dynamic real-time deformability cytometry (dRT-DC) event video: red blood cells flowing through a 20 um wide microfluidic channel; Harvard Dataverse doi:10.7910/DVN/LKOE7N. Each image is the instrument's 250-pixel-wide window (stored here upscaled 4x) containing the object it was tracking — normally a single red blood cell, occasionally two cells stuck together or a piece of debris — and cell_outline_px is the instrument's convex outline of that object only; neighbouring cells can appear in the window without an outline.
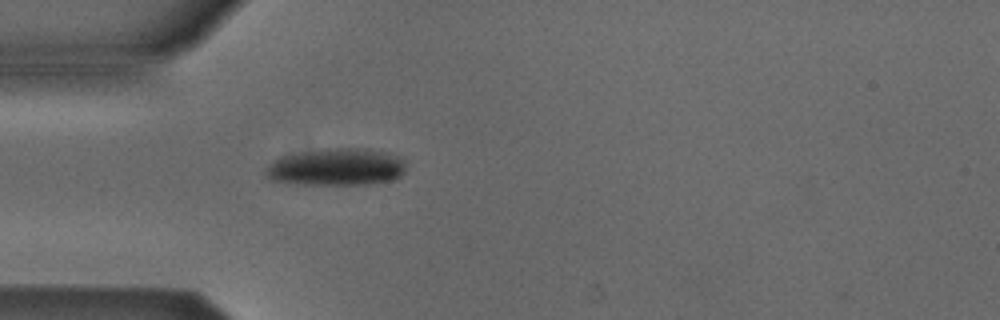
{"species": "Egyptian fruit bat (a non-hibernating species)", "species_latin": "Rousettus aegyptiacus", "temperature_condition": "cold", "stored_images_in_passage": 3, "camera_frame_rate_fps": 3000, "um_per_image_px": 0.085, "animal": {"sex": "male"}, "frame": {"image": 1, "passage_image": 3, "time_ms": 0.667, "image_size_px": [1000, 320], "cell_outline_px": [[404, 172], [396, 180], [368, 184], [288, 184], [272, 180], [264, 172], [268, 164], [280, 156], [328, 148], [368, 148], [388, 152], [404, 160]], "centroid_in_image_um": [28.6, 14.2], "position_along_channel_um": 56.4, "area_um2": 30.63}}